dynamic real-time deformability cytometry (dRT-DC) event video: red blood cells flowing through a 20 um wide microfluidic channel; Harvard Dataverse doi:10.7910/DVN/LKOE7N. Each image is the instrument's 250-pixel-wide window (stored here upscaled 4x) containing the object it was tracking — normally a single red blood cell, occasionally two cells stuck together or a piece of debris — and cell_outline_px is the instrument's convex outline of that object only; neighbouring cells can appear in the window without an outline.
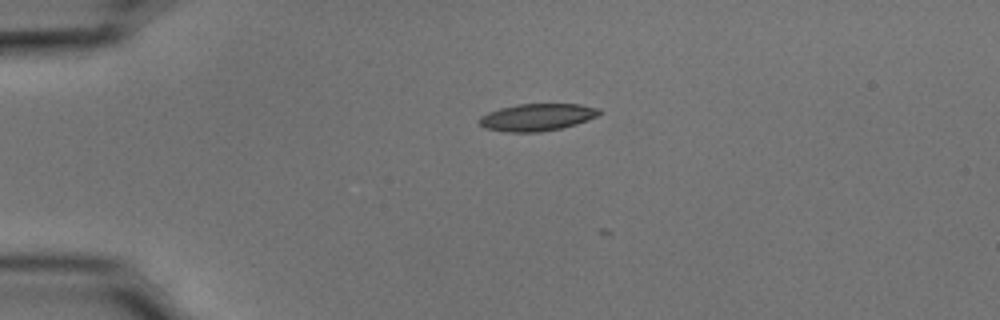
{"species": "common noctule bat (a hibernating species)", "species_latin": "Nyctalus noctula", "temperature_condition": "cold", "stored_images_in_passage": 4, "camera_frame_rate_fps": 3000, "um_per_image_px": 0.085, "animal": {"sex": "male", "body_mass_g": 15.6}, "frame": {"image": 1, "passage_image": 1, "time_ms": 0.0, "image_size_px": [1000, 320], "cell_outline_px": [[604, 112], [588, 120], [576, 124], [560, 128], [540, 132], [508, 132], [484, 128], [480, 124], [480, 116], [488, 112], [500, 108], [516, 104], [580, 104], [600, 108]], "centroid_in_image_um": [45.68, 9.96], "position_along_channel_um": 39.3, "area_um2": 19.07}}